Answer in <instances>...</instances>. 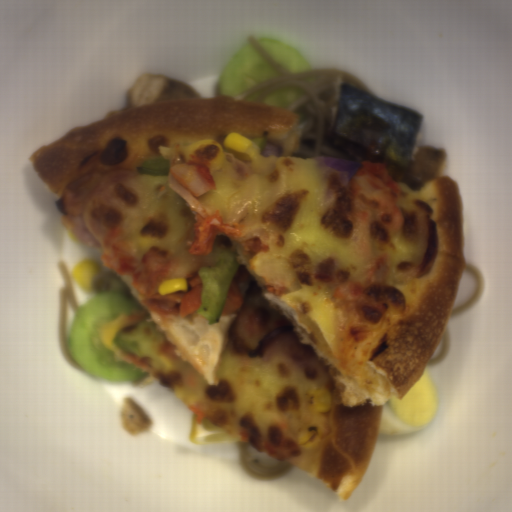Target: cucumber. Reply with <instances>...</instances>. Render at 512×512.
<instances>
[{
    "instance_id": "obj_1",
    "label": "cucumber",
    "mask_w": 512,
    "mask_h": 512,
    "mask_svg": "<svg viewBox=\"0 0 512 512\" xmlns=\"http://www.w3.org/2000/svg\"><path fill=\"white\" fill-rule=\"evenodd\" d=\"M142 311L117 291L98 293L77 310L66 336L67 353L95 377L116 383L136 384L147 374L104 346L99 330L119 316Z\"/></svg>"
},
{
    "instance_id": "obj_2",
    "label": "cucumber",
    "mask_w": 512,
    "mask_h": 512,
    "mask_svg": "<svg viewBox=\"0 0 512 512\" xmlns=\"http://www.w3.org/2000/svg\"><path fill=\"white\" fill-rule=\"evenodd\" d=\"M280 76L247 41L227 62L220 73L217 96L236 98L261 83Z\"/></svg>"
},
{
    "instance_id": "obj_3",
    "label": "cucumber",
    "mask_w": 512,
    "mask_h": 512,
    "mask_svg": "<svg viewBox=\"0 0 512 512\" xmlns=\"http://www.w3.org/2000/svg\"><path fill=\"white\" fill-rule=\"evenodd\" d=\"M265 50L288 72H312L311 66L300 51L282 40L255 38Z\"/></svg>"
},
{
    "instance_id": "obj_4",
    "label": "cucumber",
    "mask_w": 512,
    "mask_h": 512,
    "mask_svg": "<svg viewBox=\"0 0 512 512\" xmlns=\"http://www.w3.org/2000/svg\"><path fill=\"white\" fill-rule=\"evenodd\" d=\"M304 92L296 88H281L275 90L270 95L265 97L261 104L277 106L283 109H288L295 102L304 96Z\"/></svg>"
}]
</instances>
